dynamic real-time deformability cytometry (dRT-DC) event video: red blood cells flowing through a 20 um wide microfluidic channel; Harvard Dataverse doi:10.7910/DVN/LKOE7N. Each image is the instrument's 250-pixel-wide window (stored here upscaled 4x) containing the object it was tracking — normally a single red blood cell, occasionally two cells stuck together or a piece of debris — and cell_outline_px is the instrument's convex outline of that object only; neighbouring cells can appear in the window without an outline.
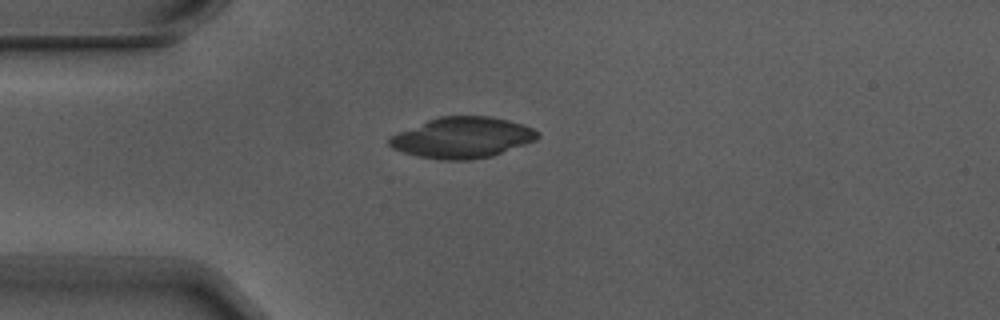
{"species": "Egyptian fruit bat (a non-hibernating species)", "species_latin": "Rousettus aegyptiacus", "temperature_condition": "warm", "stored_images_in_passage": 1, "camera_frame_rate_fps": 3000, "um_per_image_px": 0.085, "animal": {"sex": "male"}, "frame": {"image": 1, "passage_image": 1, "time_ms": 0.0, "image_size_px": [1000, 320], "cell_outline_px": [[540, 136], [536, 140], [492, 156], [468, 160], [444, 160], [420, 156], [404, 152], [392, 148], [388, 144], [388, 140], [392, 136], [400, 132], [428, 120], [440, 116], [488, 116], [508, 120], [524, 124], [540, 132]], "centroid_in_image_um": [39.34, 11.69], "position_along_channel_um": 45.7, "area_um2": 34.97}}